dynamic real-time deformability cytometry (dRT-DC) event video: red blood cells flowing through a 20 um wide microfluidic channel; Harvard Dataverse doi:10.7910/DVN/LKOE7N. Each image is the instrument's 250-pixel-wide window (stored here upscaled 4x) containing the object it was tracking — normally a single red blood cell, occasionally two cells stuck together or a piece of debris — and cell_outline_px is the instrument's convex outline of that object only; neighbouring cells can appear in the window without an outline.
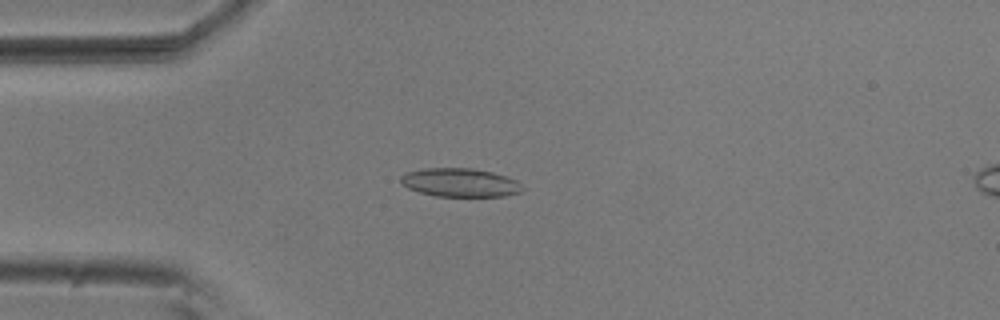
{"species": "common noctule bat (a hibernating species)", "species_latin": "Nyctalus noctula", "temperature_condition": "room temperature", "stored_images_in_passage": 52, "camera_frame_rate_fps": 3000, "um_per_image_px": 0.085, "animal": {"sex": "male", "body_mass_g": 20.5, "forearm_length_mm": 52.5}, "frame": {"image": 1, "passage_image": 12, "time_ms": 3.667, "image_size_px": [1000, 320], "cell_outline_px": [[524, 188], [520, 192], [504, 196], [436, 196], [420, 192], [408, 188], [400, 184], [400, 176], [408, 172], [424, 168], [472, 168], [492, 172], [508, 176], [516, 180]], "centroid_in_image_um": [39.1, 15.51], "position_along_channel_um": 45.9, "area_um2": 20.29}}
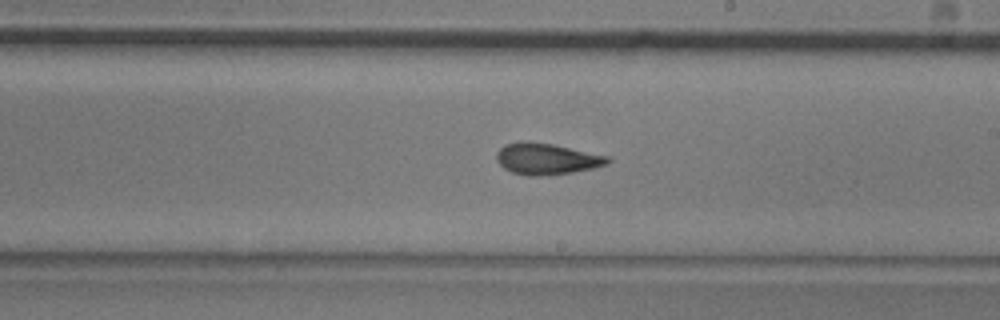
{"frame": {"image": 2, "passage_image": 29, "time_ms": 9.333, "image_size_px": [1000, 320], "cell_outline_px": [[612, 160], [608, 164], [592, 168], [572, 172], [548, 176], [528, 176], [512, 172], [504, 168], [496, 160], [496, 152], [504, 144], [528, 140], [552, 144], [612, 156]], "centroid_in_image_um": [46.48, 13.5], "position_along_channel_um": 242.5, "area_um2": 20.63}}
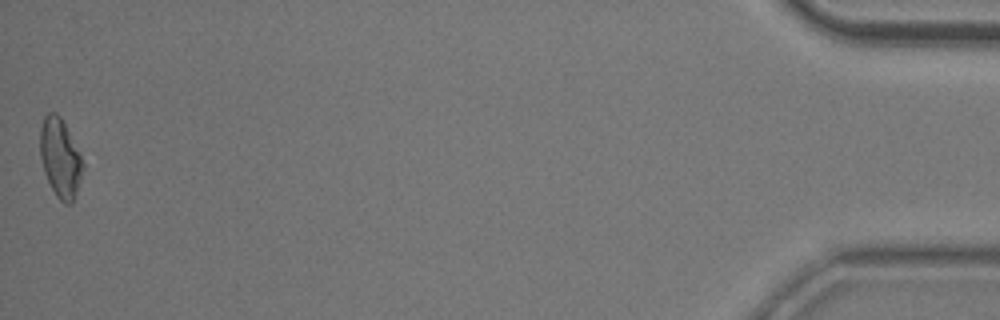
{"frame": {"image": 3, "passage_image": 52, "time_ms": 17.0, "image_size_px": [1000, 320], "cell_outline_px": [[84, 168], [72, 204], [64, 204], [56, 196], [44, 172], [40, 156], [40, 128], [44, 116], [48, 112], [56, 112], [60, 116], [84, 164]], "centroid_in_image_um": [5.1, 13.44], "position_along_channel_um": 430.1, "area_um2": 19.31}, "authors_computed_cell_mechanics": {"area_um2": 19.7387, "velocity_mm_per_s": 3.7189, "shape_relaxation_time_tau1_ms": 11.1328, "shape_relaxation_time_tau2_ms": 2.398, "deformation_change_tau1": 0.2, "deformation_change_tau2": 0.0995}}